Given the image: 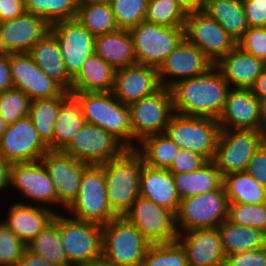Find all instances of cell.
<instances>
[{
	"instance_id": "6da1fadb",
	"label": "cell",
	"mask_w": 266,
	"mask_h": 266,
	"mask_svg": "<svg viewBox=\"0 0 266 266\" xmlns=\"http://www.w3.org/2000/svg\"><path fill=\"white\" fill-rule=\"evenodd\" d=\"M230 89L214 65L206 73L181 80L170 87L173 111L181 115L218 119Z\"/></svg>"
},
{
	"instance_id": "7a4b0ae2",
	"label": "cell",
	"mask_w": 266,
	"mask_h": 266,
	"mask_svg": "<svg viewBox=\"0 0 266 266\" xmlns=\"http://www.w3.org/2000/svg\"><path fill=\"white\" fill-rule=\"evenodd\" d=\"M135 149H128L120 158L104 163V178L109 205L118 216H124L140 195V178L144 165Z\"/></svg>"
},
{
	"instance_id": "3957f363",
	"label": "cell",
	"mask_w": 266,
	"mask_h": 266,
	"mask_svg": "<svg viewBox=\"0 0 266 266\" xmlns=\"http://www.w3.org/2000/svg\"><path fill=\"white\" fill-rule=\"evenodd\" d=\"M81 104L86 123L97 125L133 149L130 110L112 92H70Z\"/></svg>"
},
{
	"instance_id": "277c9868",
	"label": "cell",
	"mask_w": 266,
	"mask_h": 266,
	"mask_svg": "<svg viewBox=\"0 0 266 266\" xmlns=\"http://www.w3.org/2000/svg\"><path fill=\"white\" fill-rule=\"evenodd\" d=\"M150 243L125 217L102 226V258L116 266H138Z\"/></svg>"
},
{
	"instance_id": "5b68a950",
	"label": "cell",
	"mask_w": 266,
	"mask_h": 266,
	"mask_svg": "<svg viewBox=\"0 0 266 266\" xmlns=\"http://www.w3.org/2000/svg\"><path fill=\"white\" fill-rule=\"evenodd\" d=\"M64 211L72 214V218L101 226L118 217L108 202L104 163L89 165L83 171L79 193Z\"/></svg>"
},
{
	"instance_id": "8992f818",
	"label": "cell",
	"mask_w": 266,
	"mask_h": 266,
	"mask_svg": "<svg viewBox=\"0 0 266 266\" xmlns=\"http://www.w3.org/2000/svg\"><path fill=\"white\" fill-rule=\"evenodd\" d=\"M221 128L217 119L175 113L166 127V135L180 148L214 160Z\"/></svg>"
},
{
	"instance_id": "52a82bcc",
	"label": "cell",
	"mask_w": 266,
	"mask_h": 266,
	"mask_svg": "<svg viewBox=\"0 0 266 266\" xmlns=\"http://www.w3.org/2000/svg\"><path fill=\"white\" fill-rule=\"evenodd\" d=\"M229 202L224 186L203 194L181 199L175 214L178 233L215 228L228 218Z\"/></svg>"
},
{
	"instance_id": "ba28073f",
	"label": "cell",
	"mask_w": 266,
	"mask_h": 266,
	"mask_svg": "<svg viewBox=\"0 0 266 266\" xmlns=\"http://www.w3.org/2000/svg\"><path fill=\"white\" fill-rule=\"evenodd\" d=\"M129 32L133 39L137 64L156 69H159L166 57L184 39V27H166L145 20Z\"/></svg>"
},
{
	"instance_id": "9c48e42d",
	"label": "cell",
	"mask_w": 266,
	"mask_h": 266,
	"mask_svg": "<svg viewBox=\"0 0 266 266\" xmlns=\"http://www.w3.org/2000/svg\"><path fill=\"white\" fill-rule=\"evenodd\" d=\"M60 237L70 266H87L102 258V226L59 213Z\"/></svg>"
},
{
	"instance_id": "30bf717a",
	"label": "cell",
	"mask_w": 266,
	"mask_h": 266,
	"mask_svg": "<svg viewBox=\"0 0 266 266\" xmlns=\"http://www.w3.org/2000/svg\"><path fill=\"white\" fill-rule=\"evenodd\" d=\"M132 128L133 149L145 137L165 133L174 114L170 88L161 87L154 94L128 105ZM134 141L137 143L134 144Z\"/></svg>"
},
{
	"instance_id": "8fae6325",
	"label": "cell",
	"mask_w": 266,
	"mask_h": 266,
	"mask_svg": "<svg viewBox=\"0 0 266 266\" xmlns=\"http://www.w3.org/2000/svg\"><path fill=\"white\" fill-rule=\"evenodd\" d=\"M265 140L262 130L221 129L214 163L224 176L245 172L256 149Z\"/></svg>"
},
{
	"instance_id": "7c38bea8",
	"label": "cell",
	"mask_w": 266,
	"mask_h": 266,
	"mask_svg": "<svg viewBox=\"0 0 266 266\" xmlns=\"http://www.w3.org/2000/svg\"><path fill=\"white\" fill-rule=\"evenodd\" d=\"M127 150L112 134L97 125L85 123L63 151L79 162L102 165L120 158Z\"/></svg>"
},
{
	"instance_id": "4fadbf2b",
	"label": "cell",
	"mask_w": 266,
	"mask_h": 266,
	"mask_svg": "<svg viewBox=\"0 0 266 266\" xmlns=\"http://www.w3.org/2000/svg\"><path fill=\"white\" fill-rule=\"evenodd\" d=\"M184 38L198 47L214 64L237 46V42L203 11H188Z\"/></svg>"
},
{
	"instance_id": "5bb4252c",
	"label": "cell",
	"mask_w": 266,
	"mask_h": 266,
	"mask_svg": "<svg viewBox=\"0 0 266 266\" xmlns=\"http://www.w3.org/2000/svg\"><path fill=\"white\" fill-rule=\"evenodd\" d=\"M123 217L134 224L150 244L177 241L175 214L152 200L139 195Z\"/></svg>"
},
{
	"instance_id": "9a60e30c",
	"label": "cell",
	"mask_w": 266,
	"mask_h": 266,
	"mask_svg": "<svg viewBox=\"0 0 266 266\" xmlns=\"http://www.w3.org/2000/svg\"><path fill=\"white\" fill-rule=\"evenodd\" d=\"M48 150L29 115L9 124L0 138V156L10 163L40 161Z\"/></svg>"
},
{
	"instance_id": "2e32d148",
	"label": "cell",
	"mask_w": 266,
	"mask_h": 266,
	"mask_svg": "<svg viewBox=\"0 0 266 266\" xmlns=\"http://www.w3.org/2000/svg\"><path fill=\"white\" fill-rule=\"evenodd\" d=\"M52 180L57 206L66 209L79 193L83 171L89 166L63 150H48L40 159Z\"/></svg>"
},
{
	"instance_id": "e0dca14e",
	"label": "cell",
	"mask_w": 266,
	"mask_h": 266,
	"mask_svg": "<svg viewBox=\"0 0 266 266\" xmlns=\"http://www.w3.org/2000/svg\"><path fill=\"white\" fill-rule=\"evenodd\" d=\"M50 31L55 35L66 70L74 78L82 64L94 53L95 36L76 18L57 22L50 27Z\"/></svg>"
},
{
	"instance_id": "ac0fdd59",
	"label": "cell",
	"mask_w": 266,
	"mask_h": 266,
	"mask_svg": "<svg viewBox=\"0 0 266 266\" xmlns=\"http://www.w3.org/2000/svg\"><path fill=\"white\" fill-rule=\"evenodd\" d=\"M9 187L18 189L19 194L34 202V205L36 202L38 206L57 207L53 182L41 161L11 163Z\"/></svg>"
},
{
	"instance_id": "d6986e66",
	"label": "cell",
	"mask_w": 266,
	"mask_h": 266,
	"mask_svg": "<svg viewBox=\"0 0 266 266\" xmlns=\"http://www.w3.org/2000/svg\"><path fill=\"white\" fill-rule=\"evenodd\" d=\"M214 65L198 47L184 38L159 67L160 85L170 88L181 80L206 73Z\"/></svg>"
},
{
	"instance_id": "ffe728a7",
	"label": "cell",
	"mask_w": 266,
	"mask_h": 266,
	"mask_svg": "<svg viewBox=\"0 0 266 266\" xmlns=\"http://www.w3.org/2000/svg\"><path fill=\"white\" fill-rule=\"evenodd\" d=\"M9 65L13 87L23 91L31 101L60 96L64 90L33 61L29 53H12Z\"/></svg>"
},
{
	"instance_id": "44dd1931",
	"label": "cell",
	"mask_w": 266,
	"mask_h": 266,
	"mask_svg": "<svg viewBox=\"0 0 266 266\" xmlns=\"http://www.w3.org/2000/svg\"><path fill=\"white\" fill-rule=\"evenodd\" d=\"M217 120L221 129L261 130L262 102L251 89L231 88Z\"/></svg>"
},
{
	"instance_id": "7402d4cb",
	"label": "cell",
	"mask_w": 266,
	"mask_h": 266,
	"mask_svg": "<svg viewBox=\"0 0 266 266\" xmlns=\"http://www.w3.org/2000/svg\"><path fill=\"white\" fill-rule=\"evenodd\" d=\"M160 88L158 69L135 64L116 70L111 92L121 103L130 105Z\"/></svg>"
},
{
	"instance_id": "603a6c76",
	"label": "cell",
	"mask_w": 266,
	"mask_h": 266,
	"mask_svg": "<svg viewBox=\"0 0 266 266\" xmlns=\"http://www.w3.org/2000/svg\"><path fill=\"white\" fill-rule=\"evenodd\" d=\"M177 241L185 250L188 266H224L226 257L217 227L179 232Z\"/></svg>"
},
{
	"instance_id": "cb8c5ba5",
	"label": "cell",
	"mask_w": 266,
	"mask_h": 266,
	"mask_svg": "<svg viewBox=\"0 0 266 266\" xmlns=\"http://www.w3.org/2000/svg\"><path fill=\"white\" fill-rule=\"evenodd\" d=\"M50 27L42 17L25 11L19 17L0 22V33L13 53H28Z\"/></svg>"
},
{
	"instance_id": "d4e9b609",
	"label": "cell",
	"mask_w": 266,
	"mask_h": 266,
	"mask_svg": "<svg viewBox=\"0 0 266 266\" xmlns=\"http://www.w3.org/2000/svg\"><path fill=\"white\" fill-rule=\"evenodd\" d=\"M50 207L17 202L9 206L7 218L2 221L27 245L54 219L57 211Z\"/></svg>"
},
{
	"instance_id": "484cf974",
	"label": "cell",
	"mask_w": 266,
	"mask_h": 266,
	"mask_svg": "<svg viewBox=\"0 0 266 266\" xmlns=\"http://www.w3.org/2000/svg\"><path fill=\"white\" fill-rule=\"evenodd\" d=\"M215 66L231 88L250 89L266 67V62L236 46L223 56Z\"/></svg>"
},
{
	"instance_id": "4316f807",
	"label": "cell",
	"mask_w": 266,
	"mask_h": 266,
	"mask_svg": "<svg viewBox=\"0 0 266 266\" xmlns=\"http://www.w3.org/2000/svg\"><path fill=\"white\" fill-rule=\"evenodd\" d=\"M140 196L176 214L181 201L169 170L143 165L140 178Z\"/></svg>"
},
{
	"instance_id": "83f0119b",
	"label": "cell",
	"mask_w": 266,
	"mask_h": 266,
	"mask_svg": "<svg viewBox=\"0 0 266 266\" xmlns=\"http://www.w3.org/2000/svg\"><path fill=\"white\" fill-rule=\"evenodd\" d=\"M28 53L50 79L55 81L65 92H71L73 78L66 70L61 50L51 31L46 33Z\"/></svg>"
},
{
	"instance_id": "f1b7e54d",
	"label": "cell",
	"mask_w": 266,
	"mask_h": 266,
	"mask_svg": "<svg viewBox=\"0 0 266 266\" xmlns=\"http://www.w3.org/2000/svg\"><path fill=\"white\" fill-rule=\"evenodd\" d=\"M94 52L115 70L137 64L129 30L118 29L95 36Z\"/></svg>"
},
{
	"instance_id": "f546056e",
	"label": "cell",
	"mask_w": 266,
	"mask_h": 266,
	"mask_svg": "<svg viewBox=\"0 0 266 266\" xmlns=\"http://www.w3.org/2000/svg\"><path fill=\"white\" fill-rule=\"evenodd\" d=\"M116 70L95 52L91 54L73 78L71 92H110Z\"/></svg>"
},
{
	"instance_id": "4dcf8cb0",
	"label": "cell",
	"mask_w": 266,
	"mask_h": 266,
	"mask_svg": "<svg viewBox=\"0 0 266 266\" xmlns=\"http://www.w3.org/2000/svg\"><path fill=\"white\" fill-rule=\"evenodd\" d=\"M81 104L70 94L59 108L49 150H64L85 124Z\"/></svg>"
},
{
	"instance_id": "1f68e13d",
	"label": "cell",
	"mask_w": 266,
	"mask_h": 266,
	"mask_svg": "<svg viewBox=\"0 0 266 266\" xmlns=\"http://www.w3.org/2000/svg\"><path fill=\"white\" fill-rule=\"evenodd\" d=\"M238 42L248 29L242 0H205L202 10Z\"/></svg>"
},
{
	"instance_id": "d6a6232c",
	"label": "cell",
	"mask_w": 266,
	"mask_h": 266,
	"mask_svg": "<svg viewBox=\"0 0 266 266\" xmlns=\"http://www.w3.org/2000/svg\"><path fill=\"white\" fill-rule=\"evenodd\" d=\"M180 199L212 192L223 185V175L213 160L189 173L173 174Z\"/></svg>"
},
{
	"instance_id": "836d02e7",
	"label": "cell",
	"mask_w": 266,
	"mask_h": 266,
	"mask_svg": "<svg viewBox=\"0 0 266 266\" xmlns=\"http://www.w3.org/2000/svg\"><path fill=\"white\" fill-rule=\"evenodd\" d=\"M225 257L234 253L258 249L266 245V233L262 230L244 227L228 218L218 227Z\"/></svg>"
},
{
	"instance_id": "e575fe53",
	"label": "cell",
	"mask_w": 266,
	"mask_h": 266,
	"mask_svg": "<svg viewBox=\"0 0 266 266\" xmlns=\"http://www.w3.org/2000/svg\"><path fill=\"white\" fill-rule=\"evenodd\" d=\"M26 249L57 266H70L60 237L59 213L29 243Z\"/></svg>"
},
{
	"instance_id": "d590c367",
	"label": "cell",
	"mask_w": 266,
	"mask_h": 266,
	"mask_svg": "<svg viewBox=\"0 0 266 266\" xmlns=\"http://www.w3.org/2000/svg\"><path fill=\"white\" fill-rule=\"evenodd\" d=\"M138 144L135 150L152 168L168 170L180 151V147L166 133L147 136Z\"/></svg>"
},
{
	"instance_id": "8d00e7d4",
	"label": "cell",
	"mask_w": 266,
	"mask_h": 266,
	"mask_svg": "<svg viewBox=\"0 0 266 266\" xmlns=\"http://www.w3.org/2000/svg\"><path fill=\"white\" fill-rule=\"evenodd\" d=\"M223 186L229 203H266V189L246 171L224 175Z\"/></svg>"
},
{
	"instance_id": "74e56055",
	"label": "cell",
	"mask_w": 266,
	"mask_h": 266,
	"mask_svg": "<svg viewBox=\"0 0 266 266\" xmlns=\"http://www.w3.org/2000/svg\"><path fill=\"white\" fill-rule=\"evenodd\" d=\"M69 95L70 93L64 91L58 97L31 101L29 116L40 138L47 145L53 140L55 120L59 108Z\"/></svg>"
},
{
	"instance_id": "f35d334b",
	"label": "cell",
	"mask_w": 266,
	"mask_h": 266,
	"mask_svg": "<svg viewBox=\"0 0 266 266\" xmlns=\"http://www.w3.org/2000/svg\"><path fill=\"white\" fill-rule=\"evenodd\" d=\"M76 19L94 36L119 29L109 2L79 5Z\"/></svg>"
},
{
	"instance_id": "ab89813d",
	"label": "cell",
	"mask_w": 266,
	"mask_h": 266,
	"mask_svg": "<svg viewBox=\"0 0 266 266\" xmlns=\"http://www.w3.org/2000/svg\"><path fill=\"white\" fill-rule=\"evenodd\" d=\"M25 11L42 17L50 26L75 19L78 11L77 0H24Z\"/></svg>"
},
{
	"instance_id": "60d3db41",
	"label": "cell",
	"mask_w": 266,
	"mask_h": 266,
	"mask_svg": "<svg viewBox=\"0 0 266 266\" xmlns=\"http://www.w3.org/2000/svg\"><path fill=\"white\" fill-rule=\"evenodd\" d=\"M187 14L178 0H148L145 21L166 27H184Z\"/></svg>"
},
{
	"instance_id": "b9f144b4",
	"label": "cell",
	"mask_w": 266,
	"mask_h": 266,
	"mask_svg": "<svg viewBox=\"0 0 266 266\" xmlns=\"http://www.w3.org/2000/svg\"><path fill=\"white\" fill-rule=\"evenodd\" d=\"M138 266H188L184 248L178 241L150 244Z\"/></svg>"
},
{
	"instance_id": "7bdbcfd3",
	"label": "cell",
	"mask_w": 266,
	"mask_h": 266,
	"mask_svg": "<svg viewBox=\"0 0 266 266\" xmlns=\"http://www.w3.org/2000/svg\"><path fill=\"white\" fill-rule=\"evenodd\" d=\"M119 29L130 30L145 20L148 0H109Z\"/></svg>"
},
{
	"instance_id": "ee69618b",
	"label": "cell",
	"mask_w": 266,
	"mask_h": 266,
	"mask_svg": "<svg viewBox=\"0 0 266 266\" xmlns=\"http://www.w3.org/2000/svg\"><path fill=\"white\" fill-rule=\"evenodd\" d=\"M228 219L235 224L256 228L266 233V203H229Z\"/></svg>"
},
{
	"instance_id": "f6af8a7d",
	"label": "cell",
	"mask_w": 266,
	"mask_h": 266,
	"mask_svg": "<svg viewBox=\"0 0 266 266\" xmlns=\"http://www.w3.org/2000/svg\"><path fill=\"white\" fill-rule=\"evenodd\" d=\"M31 99L20 89L10 88L0 93V115L9 125L29 115Z\"/></svg>"
},
{
	"instance_id": "bcb514c9",
	"label": "cell",
	"mask_w": 266,
	"mask_h": 266,
	"mask_svg": "<svg viewBox=\"0 0 266 266\" xmlns=\"http://www.w3.org/2000/svg\"><path fill=\"white\" fill-rule=\"evenodd\" d=\"M25 249L26 244L0 220V266H15Z\"/></svg>"
},
{
	"instance_id": "7dc6e473",
	"label": "cell",
	"mask_w": 266,
	"mask_h": 266,
	"mask_svg": "<svg viewBox=\"0 0 266 266\" xmlns=\"http://www.w3.org/2000/svg\"><path fill=\"white\" fill-rule=\"evenodd\" d=\"M244 52L266 62V27H248L237 42Z\"/></svg>"
},
{
	"instance_id": "c3c4849f",
	"label": "cell",
	"mask_w": 266,
	"mask_h": 266,
	"mask_svg": "<svg viewBox=\"0 0 266 266\" xmlns=\"http://www.w3.org/2000/svg\"><path fill=\"white\" fill-rule=\"evenodd\" d=\"M207 162L208 160L204 156L196 152L180 148L179 153L168 170L172 174L189 173L201 168Z\"/></svg>"
},
{
	"instance_id": "681fc988",
	"label": "cell",
	"mask_w": 266,
	"mask_h": 266,
	"mask_svg": "<svg viewBox=\"0 0 266 266\" xmlns=\"http://www.w3.org/2000/svg\"><path fill=\"white\" fill-rule=\"evenodd\" d=\"M224 266H266V245L229 255L225 258Z\"/></svg>"
},
{
	"instance_id": "f907efd6",
	"label": "cell",
	"mask_w": 266,
	"mask_h": 266,
	"mask_svg": "<svg viewBox=\"0 0 266 266\" xmlns=\"http://www.w3.org/2000/svg\"><path fill=\"white\" fill-rule=\"evenodd\" d=\"M246 172L266 189V140L256 149L248 163Z\"/></svg>"
},
{
	"instance_id": "816d5d0a",
	"label": "cell",
	"mask_w": 266,
	"mask_h": 266,
	"mask_svg": "<svg viewBox=\"0 0 266 266\" xmlns=\"http://www.w3.org/2000/svg\"><path fill=\"white\" fill-rule=\"evenodd\" d=\"M248 27H266V1L242 0Z\"/></svg>"
},
{
	"instance_id": "f5cc1de1",
	"label": "cell",
	"mask_w": 266,
	"mask_h": 266,
	"mask_svg": "<svg viewBox=\"0 0 266 266\" xmlns=\"http://www.w3.org/2000/svg\"><path fill=\"white\" fill-rule=\"evenodd\" d=\"M24 12V0H0V22L12 20Z\"/></svg>"
},
{
	"instance_id": "db71d44e",
	"label": "cell",
	"mask_w": 266,
	"mask_h": 266,
	"mask_svg": "<svg viewBox=\"0 0 266 266\" xmlns=\"http://www.w3.org/2000/svg\"><path fill=\"white\" fill-rule=\"evenodd\" d=\"M12 87L9 56L0 57V93Z\"/></svg>"
},
{
	"instance_id": "11a10c76",
	"label": "cell",
	"mask_w": 266,
	"mask_h": 266,
	"mask_svg": "<svg viewBox=\"0 0 266 266\" xmlns=\"http://www.w3.org/2000/svg\"><path fill=\"white\" fill-rule=\"evenodd\" d=\"M15 266H57L25 249Z\"/></svg>"
},
{
	"instance_id": "9f6ffc18",
	"label": "cell",
	"mask_w": 266,
	"mask_h": 266,
	"mask_svg": "<svg viewBox=\"0 0 266 266\" xmlns=\"http://www.w3.org/2000/svg\"><path fill=\"white\" fill-rule=\"evenodd\" d=\"M250 89L262 103L266 102V67Z\"/></svg>"
},
{
	"instance_id": "6f0895ef",
	"label": "cell",
	"mask_w": 266,
	"mask_h": 266,
	"mask_svg": "<svg viewBox=\"0 0 266 266\" xmlns=\"http://www.w3.org/2000/svg\"><path fill=\"white\" fill-rule=\"evenodd\" d=\"M10 166L11 163L4 160L0 156V191L2 192V189L4 188H10L9 187V178H10Z\"/></svg>"
},
{
	"instance_id": "680465c9",
	"label": "cell",
	"mask_w": 266,
	"mask_h": 266,
	"mask_svg": "<svg viewBox=\"0 0 266 266\" xmlns=\"http://www.w3.org/2000/svg\"><path fill=\"white\" fill-rule=\"evenodd\" d=\"M187 11L202 10L205 0H178Z\"/></svg>"
},
{
	"instance_id": "91938a15",
	"label": "cell",
	"mask_w": 266,
	"mask_h": 266,
	"mask_svg": "<svg viewBox=\"0 0 266 266\" xmlns=\"http://www.w3.org/2000/svg\"><path fill=\"white\" fill-rule=\"evenodd\" d=\"M13 52L8 48L6 42L0 33V57L10 56Z\"/></svg>"
},
{
	"instance_id": "94428289",
	"label": "cell",
	"mask_w": 266,
	"mask_h": 266,
	"mask_svg": "<svg viewBox=\"0 0 266 266\" xmlns=\"http://www.w3.org/2000/svg\"><path fill=\"white\" fill-rule=\"evenodd\" d=\"M261 130L266 136V102L262 103V126Z\"/></svg>"
},
{
	"instance_id": "6125c7cd",
	"label": "cell",
	"mask_w": 266,
	"mask_h": 266,
	"mask_svg": "<svg viewBox=\"0 0 266 266\" xmlns=\"http://www.w3.org/2000/svg\"><path fill=\"white\" fill-rule=\"evenodd\" d=\"M87 266H116V265L109 263L106 260H104L103 258H101V259H98V260L88 264Z\"/></svg>"
},
{
	"instance_id": "be15d7a7",
	"label": "cell",
	"mask_w": 266,
	"mask_h": 266,
	"mask_svg": "<svg viewBox=\"0 0 266 266\" xmlns=\"http://www.w3.org/2000/svg\"><path fill=\"white\" fill-rule=\"evenodd\" d=\"M103 2H109V0H77L78 6L91 4V3H103Z\"/></svg>"
},
{
	"instance_id": "e7e4bbea",
	"label": "cell",
	"mask_w": 266,
	"mask_h": 266,
	"mask_svg": "<svg viewBox=\"0 0 266 266\" xmlns=\"http://www.w3.org/2000/svg\"><path fill=\"white\" fill-rule=\"evenodd\" d=\"M8 124L4 121L2 116L0 115V138L7 129Z\"/></svg>"
},
{
	"instance_id": "03108f58",
	"label": "cell",
	"mask_w": 266,
	"mask_h": 266,
	"mask_svg": "<svg viewBox=\"0 0 266 266\" xmlns=\"http://www.w3.org/2000/svg\"><path fill=\"white\" fill-rule=\"evenodd\" d=\"M250 1H266V0H250Z\"/></svg>"
}]
</instances>
